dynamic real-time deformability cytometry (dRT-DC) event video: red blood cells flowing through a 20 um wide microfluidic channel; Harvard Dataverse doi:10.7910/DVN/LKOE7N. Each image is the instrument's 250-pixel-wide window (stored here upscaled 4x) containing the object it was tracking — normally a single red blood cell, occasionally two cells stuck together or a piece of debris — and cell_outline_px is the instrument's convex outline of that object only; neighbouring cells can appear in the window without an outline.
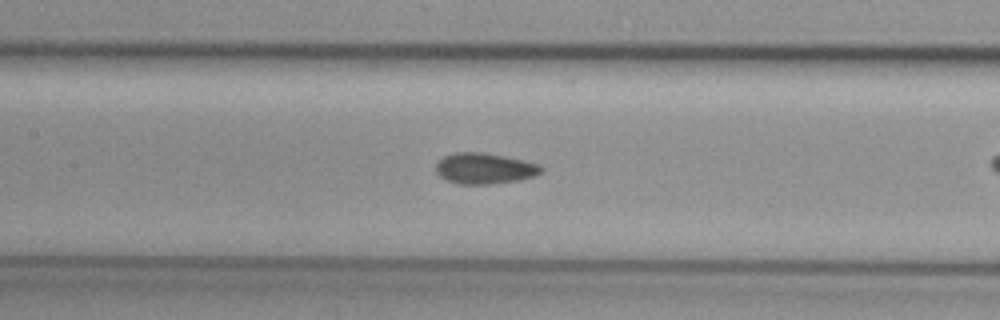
{"species": "common noctule bat (a hibernating species)", "species_latin": "Nyctalus noctula", "temperature_condition": "cold", "stored_images_in_passage": 44, "camera_frame_rate_fps": 3000, "um_per_image_px": 0.085, "animal": {"sex": "female", "body_mass_g": 29.2, "forearm_length_mm": 56.3}, "frame": {"image": 1, "passage_image": 26, "time_ms": 8.333, "image_size_px": [1000, 320], "cell_outline_px": [[544, 172], [520, 180], [488, 184], [460, 184], [448, 180], [440, 176], [436, 172], [436, 164], [444, 156], [456, 152], [484, 152], [524, 160], [540, 164], [544, 168]], "centroid_in_image_um": [41.22, 14.31], "position_along_channel_um": 166.2, "area_um2": 18.96}}